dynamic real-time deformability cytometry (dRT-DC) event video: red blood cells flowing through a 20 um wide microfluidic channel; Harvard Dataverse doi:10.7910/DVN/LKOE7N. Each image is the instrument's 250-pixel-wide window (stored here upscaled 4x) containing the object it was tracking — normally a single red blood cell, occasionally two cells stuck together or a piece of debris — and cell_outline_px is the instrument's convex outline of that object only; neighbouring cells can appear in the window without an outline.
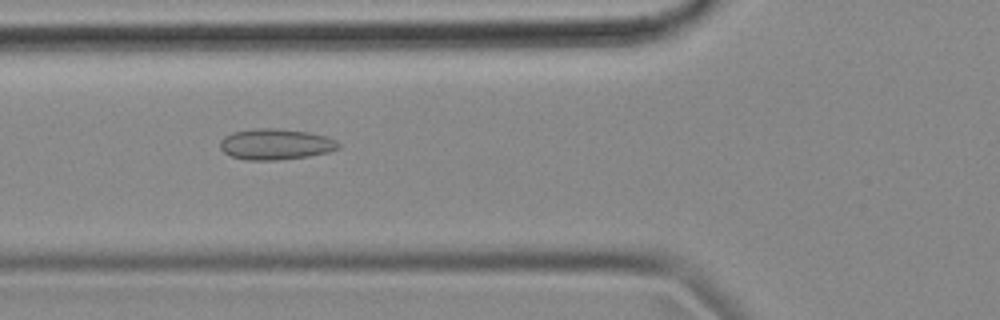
{"species": "common noctule bat (a hibernating species)", "species_latin": "Nyctalus noctula", "temperature_condition": "cold", "stored_images_in_passage": 39, "camera_frame_rate_fps": 3000, "um_per_image_px": 0.085, "animal": {"sex": "female", "body_mass_g": 18.4}, "frame": {"image": 1, "passage_image": 4, "time_ms": 1.0, "image_size_px": [1000, 320], "cell_outline_px": [[340, 148], [328, 152], [308, 156], [276, 160], [244, 160], [232, 156], [224, 152], [220, 148], [220, 140], [224, 136], [232, 132], [252, 128], [276, 128], [308, 132], [328, 136], [336, 140], [340, 144]], "centroid_in_image_um": [23.42, 12.25], "position_along_channel_um": 102.4, "area_um2": 21.5}}
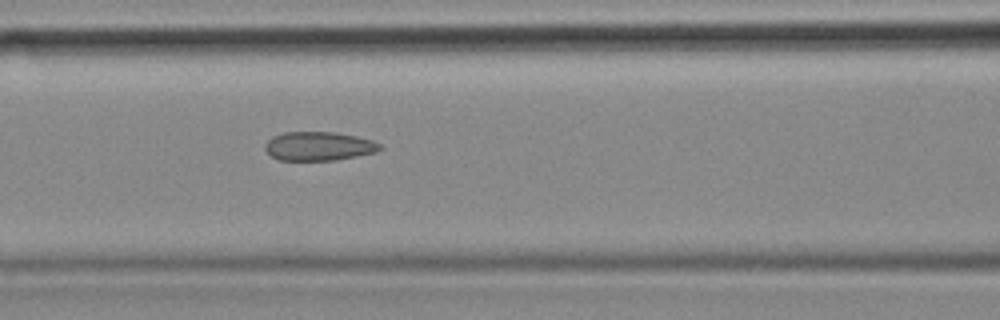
{"frame": {"image": 2, "passage_image": 7, "time_ms": 2.0, "image_size_px": [1000, 320], "cell_outline_px": [[384, 148], [376, 152], [336, 160], [280, 160], [272, 156], [264, 148], [264, 144], [272, 136], [284, 132], [336, 132], [356, 136], [372, 140], [380, 144]], "centroid_in_image_um": [27.1, 12.42], "position_along_channel_um": 139.5, "area_um2": 19.36}}
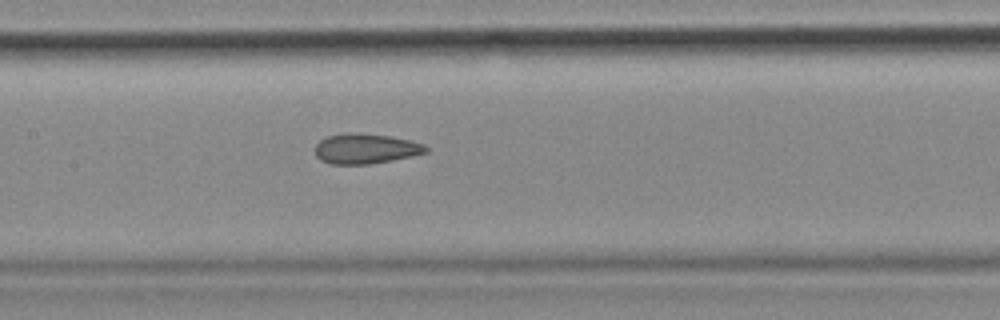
{"frame": {"image": 3, "passage_image": 10, "time_ms": 3.0, "image_size_px": [1000, 320], "cell_outline_px": [[428, 152], [412, 156], [392, 160], [368, 164], [328, 164], [320, 160], [316, 156], [316, 144], [320, 140], [328, 136], [348, 132], [352, 132], [388, 136], [408, 140], [424, 144], [428, 148]], "centroid_in_image_um": [31.06, 12.64], "position_along_channel_um": 176.3, "area_um2": 19.36}, "authors_computed_cell_mechanics": {"area_um2": 19.5364, "velocity_mm_per_s": 3.6853, "shape_relaxation_time_tau1_ms": null, "shape_relaxation_time_tau2_ms": 2.718, "deformation_change_tau1": null, "deformation_change_tau2": 0.0981}}